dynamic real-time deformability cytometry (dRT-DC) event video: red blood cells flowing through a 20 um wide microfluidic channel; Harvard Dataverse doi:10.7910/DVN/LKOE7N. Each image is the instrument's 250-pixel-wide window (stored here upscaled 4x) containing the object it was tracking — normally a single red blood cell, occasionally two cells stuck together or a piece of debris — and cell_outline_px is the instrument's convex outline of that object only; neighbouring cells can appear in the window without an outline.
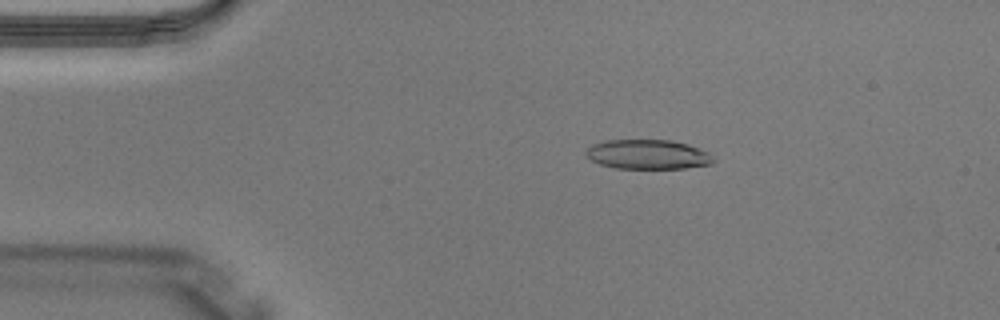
{"species": "Egyptian fruit bat (a non-hibernating species)", "species_latin": "Rousettus aegyptiacus", "temperature_condition": "warm", "stored_images_in_passage": 4, "segment_of_instrument_passage": [1, 2], "camera_frame_rate_fps": 3000, "um_per_image_px": 0.085, "animal": {"sex": "male"}, "frame": {"image": 1, "passage_image": 2, "time_ms": 0.333, "image_size_px": [1000, 320], "cell_outline_px": [[716, 160], [712, 164], [684, 168], [616, 168], [600, 164], [592, 160], [584, 152], [592, 144], [604, 140], [672, 140], [688, 144], [708, 152]], "centroid_in_image_um": [55.08, 13.12], "position_along_channel_um": 29.9, "area_um2": 21.91}}